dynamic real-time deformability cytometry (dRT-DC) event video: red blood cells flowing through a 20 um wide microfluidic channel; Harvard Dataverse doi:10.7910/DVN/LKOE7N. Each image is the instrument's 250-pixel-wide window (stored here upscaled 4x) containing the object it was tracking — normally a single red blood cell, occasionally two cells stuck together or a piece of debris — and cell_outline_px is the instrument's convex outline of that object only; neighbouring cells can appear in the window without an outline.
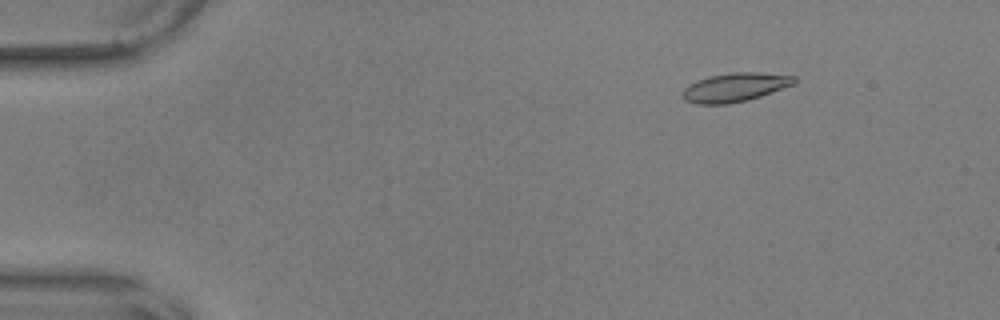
{"species": "common noctule bat (a hibernating species)", "species_latin": "Nyctalus noctula", "temperature_condition": "warm", "stored_images_in_passage": 51, "camera_frame_rate_fps": 3000, "um_per_image_px": 0.085, "animal": {"sex": "male", "body_mass_g": 17.9, "forearm_length_mm": 54.2}, "frame": {"image": 1, "passage_image": 3, "time_ms": 0.667, "image_size_px": [1000, 320], "cell_outline_px": [[796, 84], [748, 100], [728, 104], [696, 104], [684, 100], [684, 88], [688, 84], [696, 80], [708, 76], [732, 72], [760, 72], [796, 76]], "centroid_in_image_um": [62.49, 7.41], "position_along_channel_um": 22.5, "area_um2": 18.9}}
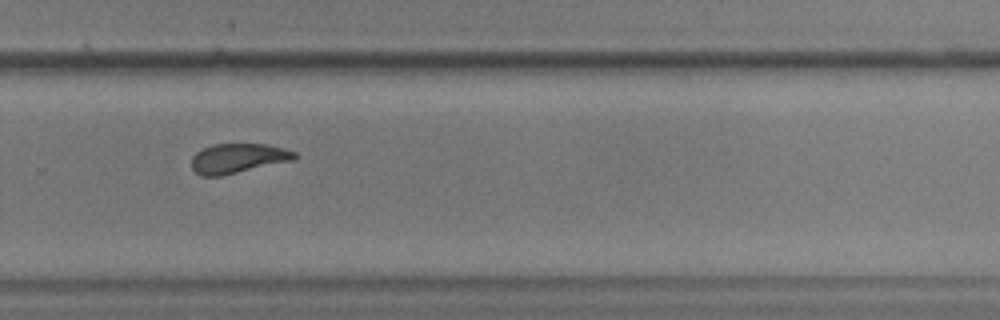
{"frame": {"image": 2, "passage_image": 34, "time_ms": 11.0, "image_size_px": [1000, 320], "cell_outline_px": [[300, 156], [296, 160], [220, 176], [200, 176], [192, 168], [192, 156], [196, 152], [212, 144], [268, 144], [284, 148], [296, 152]], "centroid_in_image_um": [20.28, 13.45], "position_along_channel_um": 309.5, "area_um2": 18.03}}
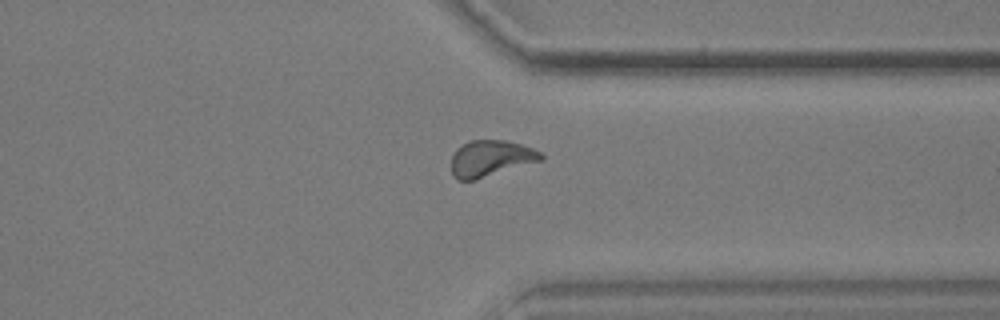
{"frame": {"image": 3, "passage_image": 39, "time_ms": 12.667, "image_size_px": [1000, 320], "cell_outline_px": [[544, 160], [476, 180], [456, 180], [452, 176], [452, 156], [456, 148], [468, 140], [504, 140], [520, 144], [532, 148], [540, 152], [544, 156]], "centroid_in_image_um": [41.7, 13.47], "position_along_channel_um": 369.7, "area_um2": 19.19}, "authors_computed_cell_mechanics": {"area_um2": 18.9006, "velocity_mm_per_s": 3.6199, "shape_relaxation_time_tau1_ms": 3.7672, "shape_relaxation_time_tau2_ms": 1.201, "deformation_change_tau1": 0.1366, "deformation_change_tau2": 0.0808}}